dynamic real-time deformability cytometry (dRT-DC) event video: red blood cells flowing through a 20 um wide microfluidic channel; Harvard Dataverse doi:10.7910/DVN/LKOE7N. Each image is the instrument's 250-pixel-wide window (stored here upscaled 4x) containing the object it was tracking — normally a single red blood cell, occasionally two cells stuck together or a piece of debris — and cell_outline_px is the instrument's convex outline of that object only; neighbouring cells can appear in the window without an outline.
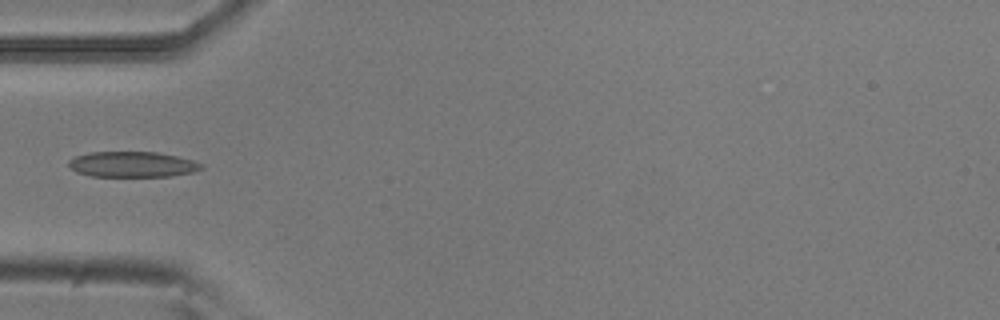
{"species": "common noctule bat (a hibernating species)", "species_latin": "Nyctalus noctula", "temperature_condition": "room temperature", "stored_images_in_passage": 5, "camera_frame_rate_fps": 3000, "um_per_image_px": 0.085, "animal": {"sex": "male", "body_mass_g": 20.5, "forearm_length_mm": 52.5}, "frame": {"image": 1, "passage_image": 5, "time_ms": 1.333, "image_size_px": [1000, 320], "cell_outline_px": [[204, 168], [192, 172], [172, 176], [92, 176], [76, 172], [68, 164], [68, 160], [76, 156], [92, 152], [156, 152], [176, 156], [192, 160], [204, 164]], "centroid_in_image_um": [11.27, 13.97], "position_along_channel_um": 73.7, "area_um2": 19.65}}